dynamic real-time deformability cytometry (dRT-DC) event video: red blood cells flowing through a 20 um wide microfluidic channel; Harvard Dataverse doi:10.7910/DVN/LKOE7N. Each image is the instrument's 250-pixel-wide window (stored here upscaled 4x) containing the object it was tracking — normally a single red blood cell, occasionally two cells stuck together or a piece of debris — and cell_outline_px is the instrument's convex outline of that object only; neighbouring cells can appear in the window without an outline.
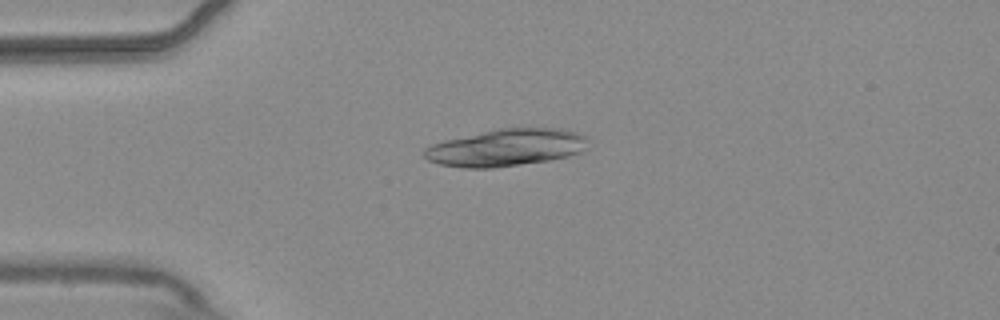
{"species": "common noctule bat (a hibernating species)", "species_latin": "Nyctalus noctula", "temperature_condition": "warm", "stored_images_in_passage": 2, "camera_frame_rate_fps": 3000, "um_per_image_px": 0.085, "animal": {"sex": "male", "body_mass_g": 20.4}, "frame": {"image": 1, "passage_image": 1, "time_ms": 0.0, "image_size_px": [1000, 320], "cell_outline_px": [[584, 140], [580, 152], [568, 156], [548, 160], [492, 168], [464, 168], [440, 164], [428, 160], [424, 156], [424, 148], [432, 144], [444, 140], [500, 128], [564, 128], [576, 132], [584, 136]], "centroid_in_image_um": [42.95, 12.54], "position_along_channel_um": 42.0, "area_um2": 34.97}}